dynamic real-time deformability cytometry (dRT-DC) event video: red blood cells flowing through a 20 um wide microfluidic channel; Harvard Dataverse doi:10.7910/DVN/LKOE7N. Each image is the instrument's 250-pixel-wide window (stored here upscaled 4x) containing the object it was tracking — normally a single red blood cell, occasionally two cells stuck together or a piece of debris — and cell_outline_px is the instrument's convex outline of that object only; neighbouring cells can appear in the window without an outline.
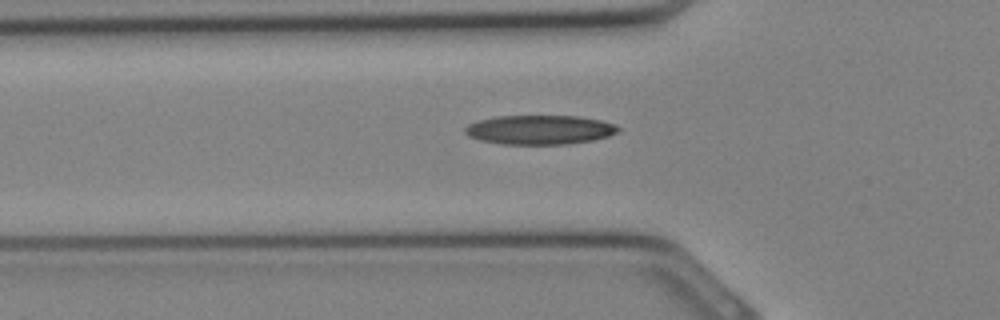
{"species": "Egyptian fruit bat (a non-hibernating species)", "species_latin": "Rousettus aegyptiacus", "temperature_condition": "cold", "stored_images_in_passage": 24, "camera_frame_rate_fps": 3000, "um_per_image_px": 0.085, "animal": {"sex": "female"}, "frame": {"image": 1, "passage_image": 5, "time_ms": 1.333, "image_size_px": [1000, 320], "cell_outline_px": [[620, 132], [608, 136], [592, 140], [568, 144], [500, 144], [480, 140], [468, 136], [464, 132], [464, 128], [468, 124], [480, 120], [496, 116], [580, 116], [600, 120], [612, 124], [620, 128]], "centroid_in_image_um": [45.86, 11.03], "position_along_channel_um": 79.9, "area_um2": 26.13}}
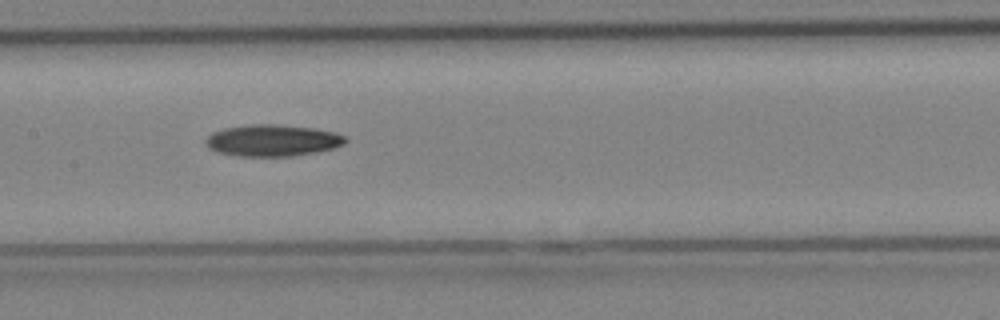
{"frame": {"image": 2, "passage_image": 10, "time_ms": 3.0, "image_size_px": [1000, 320], "cell_outline_px": [[348, 140], [344, 144], [332, 148], [316, 152], [292, 156], [236, 156], [216, 152], [208, 148], [204, 140], [212, 132], [224, 128], [248, 124], [276, 124], [312, 128], [336, 132], [348, 136]], "centroid_in_image_um": [23.15, 11.93], "position_along_channel_um": 184.2, "area_um2": 26.01}}
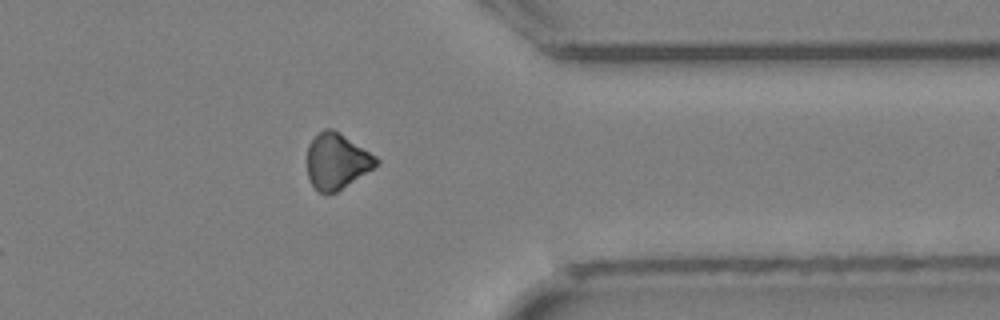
{"frame": {"image": 3, "passage_image": 20, "time_ms": 6.333, "image_size_px": [1000, 320], "cell_outline_px": [[380, 164], [336, 192], [316, 192], [308, 176], [308, 144], [324, 128], [332, 128], [340, 132], [376, 156], [380, 160]], "centroid_in_image_um": [28.64, 13.69], "position_along_channel_um": 382.8, "area_um2": 22.31}}